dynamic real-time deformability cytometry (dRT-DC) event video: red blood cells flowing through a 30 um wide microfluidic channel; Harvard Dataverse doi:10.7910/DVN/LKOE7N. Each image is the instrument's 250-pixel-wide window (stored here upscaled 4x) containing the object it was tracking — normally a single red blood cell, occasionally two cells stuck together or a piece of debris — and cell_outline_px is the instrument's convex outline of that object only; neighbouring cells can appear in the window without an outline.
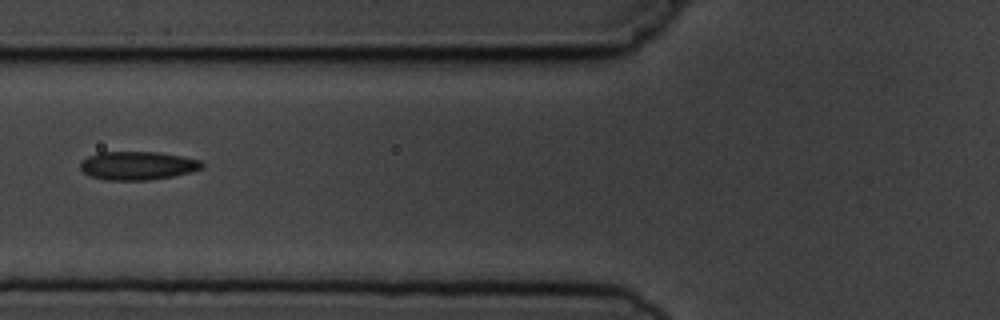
{"species": "common noctule bat (a hibernating species)", "species_latin": "Nyctalus noctula", "temperature_condition": "cold", "stored_images_in_passage": 2, "camera_frame_rate_fps": 3000, "um_per_image_px": 0.085, "animal": {"sex": "male", "body_mass_g": 19.5, "forearm_length_mm": 54.6}, "frame": {"image": 1, "passage_image": 2, "time_ms": 1.0, "image_size_px": [1000, 320], "cell_outline_px": [[204, 168], [192, 172], [172, 176], [148, 180], [104, 180], [88, 176], [80, 168], [80, 160], [88, 156], [100, 152], [156, 152], [180, 156], [200, 160], [204, 164]], "centroid_in_image_um": [11.67, 14.08], "position_along_channel_um": 114.1, "area_um2": 20.29}}